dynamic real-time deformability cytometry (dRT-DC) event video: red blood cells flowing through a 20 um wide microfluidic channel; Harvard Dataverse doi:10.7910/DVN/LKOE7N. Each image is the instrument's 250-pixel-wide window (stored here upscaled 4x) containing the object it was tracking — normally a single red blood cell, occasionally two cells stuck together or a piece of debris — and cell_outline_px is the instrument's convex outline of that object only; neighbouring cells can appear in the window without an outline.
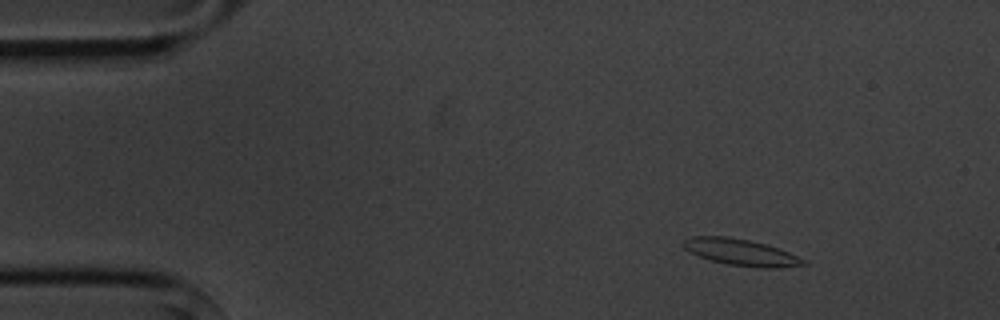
{"species": "common noctule bat (a hibernating species)", "species_latin": "Nyctalus noctula", "temperature_condition": "cold", "stored_images_in_passage": 4, "camera_frame_rate_fps": 3000, "um_per_image_px": 0.085, "animal": {"sex": "male", "body_mass_g": 20.1, "forearm_length_mm": 53.5}, "frame": {"image": 1, "passage_image": 2, "time_ms": 2.0, "image_size_px": [1000, 320], "cell_outline_px": [[808, 264], [776, 268], [756, 268], [728, 264], [712, 260], [700, 256], [684, 248], [680, 244], [684, 240], [692, 236], [728, 236], [748, 240], [764, 244], [788, 252], [808, 260]], "centroid_in_image_um": [63.0, 21.45], "position_along_channel_um": 22.0, "area_um2": 18.44}}